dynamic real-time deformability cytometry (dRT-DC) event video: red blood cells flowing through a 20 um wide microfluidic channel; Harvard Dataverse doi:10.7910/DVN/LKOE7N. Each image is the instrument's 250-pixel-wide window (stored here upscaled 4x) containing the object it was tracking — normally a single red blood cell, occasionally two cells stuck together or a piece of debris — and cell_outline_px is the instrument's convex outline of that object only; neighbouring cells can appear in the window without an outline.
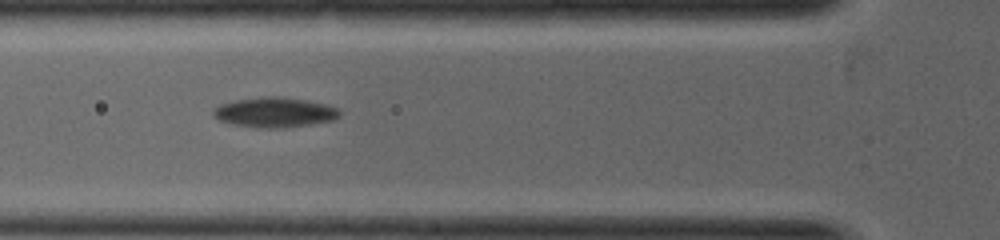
{"species": "common noctule bat (a hibernating species)", "species_latin": "Nyctalus noctula", "temperature_condition": "warm", "stored_images_in_passage": 4, "camera_frame_rate_fps": 5000, "um_per_image_px": 0.085, "animal": {"sex": "female", "body_mass_g": 19.0, "forearm_length_mm": 53.3}, "frame": {"image": 1, "passage_image": 3, "time_ms": 0.8, "image_size_px": [1000, 240], "cell_outline_px": [[340, 116], [336, 120], [312, 124], [280, 128], [256, 128], [228, 124], [212, 116], [212, 108], [220, 104], [236, 100], [264, 96], [272, 96], [304, 100], [324, 104], [336, 108], [340, 112]], "centroid_in_image_um": [23.29, 9.57], "position_along_channel_um": 102.5, "area_um2": 22.2}}
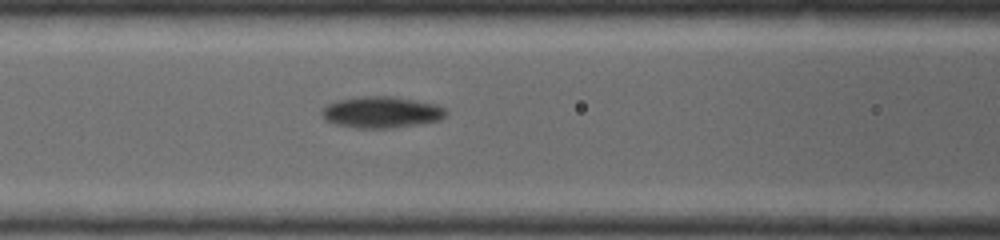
{"frame": {"image": 2, "passage_image": 4, "time_ms": 1.2, "image_size_px": [1000, 240], "cell_outline_px": [[448, 112], [440, 120], [424, 124], [392, 128], [356, 128], [336, 124], [324, 120], [320, 112], [320, 108], [328, 104], [340, 100], [364, 96], [388, 96], [436, 104], [448, 108]], "centroid_in_image_um": [32.44, 9.55], "position_along_channel_um": 134.2, "area_um2": 22.89}}